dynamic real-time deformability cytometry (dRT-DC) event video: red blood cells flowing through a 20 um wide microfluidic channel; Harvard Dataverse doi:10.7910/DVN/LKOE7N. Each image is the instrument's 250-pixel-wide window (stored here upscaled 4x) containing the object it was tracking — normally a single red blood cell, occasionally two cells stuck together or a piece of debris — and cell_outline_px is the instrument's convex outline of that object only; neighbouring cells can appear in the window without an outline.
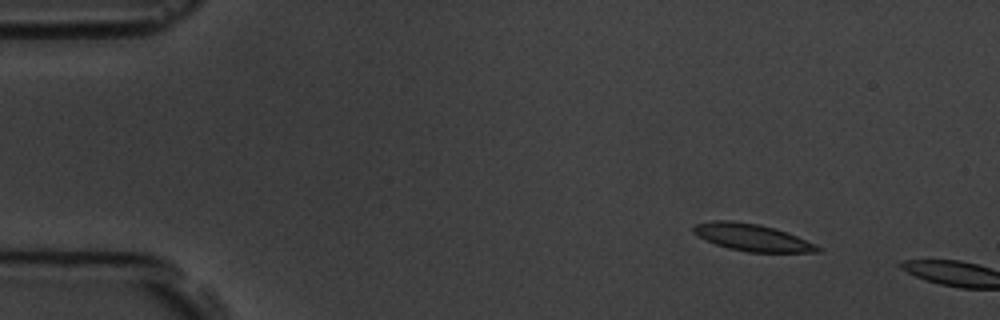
{"species": "common noctule bat (a hibernating species)", "species_latin": "Nyctalus noctula", "temperature_condition": "room temperature", "stored_images_in_passage": 5, "camera_frame_rate_fps": 3000, "um_per_image_px": 0.085, "animal": {"sex": "male", "body_mass_g": 19.5, "forearm_length_mm": 54.6}, "frame": {"image": 1, "passage_image": 2, "time_ms": 1.0, "image_size_px": [1000, 320], "cell_outline_px": [[824, 252], [748, 252], [728, 248], [716, 244], [692, 232], [692, 224], [712, 220], [732, 220], [760, 224], [776, 228], [816, 244]], "centroid_in_image_um": [63.92, 20.17], "position_along_channel_um": 21.1, "area_um2": 19.65}}